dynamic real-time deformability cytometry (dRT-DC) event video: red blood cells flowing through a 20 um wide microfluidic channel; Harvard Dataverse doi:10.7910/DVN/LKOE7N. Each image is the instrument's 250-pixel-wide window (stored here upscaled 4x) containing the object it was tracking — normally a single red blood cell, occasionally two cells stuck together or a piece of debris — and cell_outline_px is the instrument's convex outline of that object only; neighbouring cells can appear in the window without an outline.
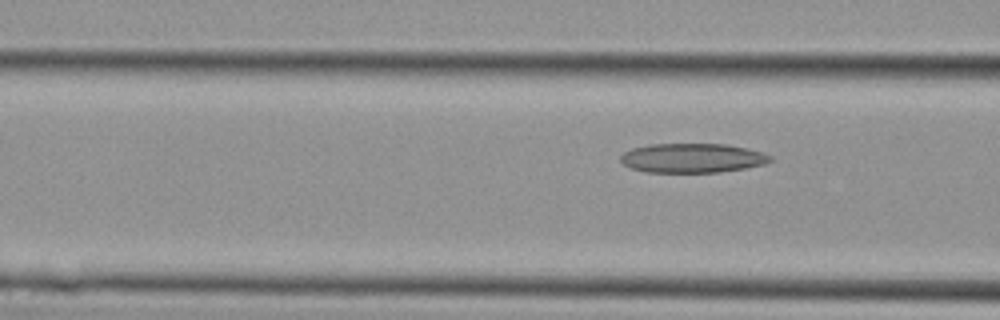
{"species": "Egyptian fruit bat (a non-hibernating species)", "species_latin": "Rousettus aegyptiacus", "temperature_condition": "cold", "stored_images_in_passage": 4, "segment_of_instrument_passage": [2, 2], "camera_frame_rate_fps": 3000, "um_per_image_px": 0.085, "animal": {"sex": "female"}, "frame": {"image": 1, "passage_image": 4, "time_ms": 1.0, "image_size_px": [1000, 320], "cell_outline_px": [[772, 160], [764, 164], [744, 168], [720, 172], [644, 172], [632, 168], [624, 164], [620, 160], [620, 156], [624, 152], [632, 148], [648, 144], [724, 144], [748, 148], [764, 152], [772, 156]], "centroid_in_image_um": [58.86, 13.43], "position_along_channel_um": 107.7, "area_um2": 25.66}}